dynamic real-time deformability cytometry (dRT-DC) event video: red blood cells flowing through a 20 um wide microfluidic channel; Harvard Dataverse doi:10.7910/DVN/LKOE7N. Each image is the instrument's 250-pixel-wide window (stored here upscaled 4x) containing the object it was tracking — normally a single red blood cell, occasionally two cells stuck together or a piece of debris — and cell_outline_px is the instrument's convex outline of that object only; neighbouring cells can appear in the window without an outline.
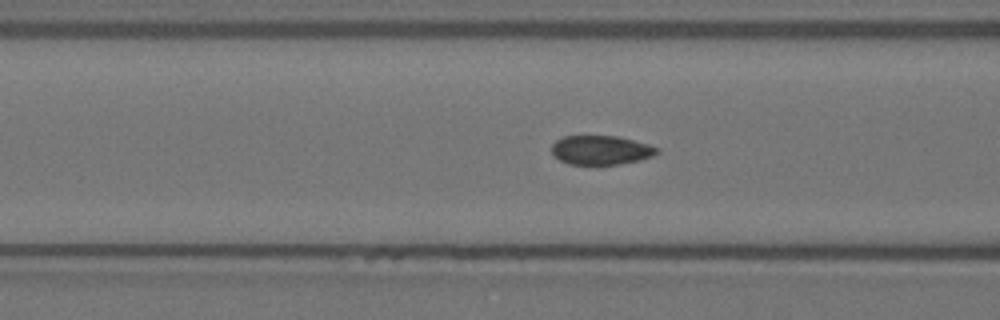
{"species": "Egyptian fruit bat (a non-hibernating species)", "species_latin": "Rousettus aegyptiacus", "temperature_condition": "warm", "stored_images_in_passage": 18, "camera_frame_rate_fps": 3000, "um_per_image_px": 0.085, "animal": {"sex": "female"}, "frame": {"image": 1, "passage_image": 6, "time_ms": 1.667, "image_size_px": [1000, 320], "cell_outline_px": [[660, 152], [652, 156], [640, 160], [620, 164], [568, 164], [552, 156], [552, 144], [556, 140], [564, 136], [616, 136], [648, 144], [660, 148]], "centroid_in_image_um": [51.07, 12.76], "position_along_channel_um": 115.5, "area_um2": 17.92}}
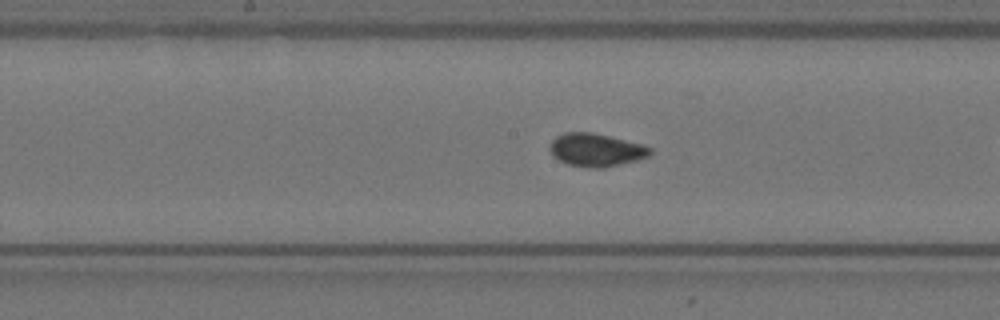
{"frame": {"image": 2, "passage_image": 13, "time_ms": 4.0, "image_size_px": [1000, 320], "cell_outline_px": [[652, 152], [648, 156], [636, 160], [604, 168], [592, 168], [568, 164], [552, 156], [548, 148], [548, 144], [556, 136], [564, 132], [592, 132], [644, 144], [652, 148]], "centroid_in_image_um": [50.64, 12.73], "position_along_channel_um": 197.6, "area_um2": 19.48}}